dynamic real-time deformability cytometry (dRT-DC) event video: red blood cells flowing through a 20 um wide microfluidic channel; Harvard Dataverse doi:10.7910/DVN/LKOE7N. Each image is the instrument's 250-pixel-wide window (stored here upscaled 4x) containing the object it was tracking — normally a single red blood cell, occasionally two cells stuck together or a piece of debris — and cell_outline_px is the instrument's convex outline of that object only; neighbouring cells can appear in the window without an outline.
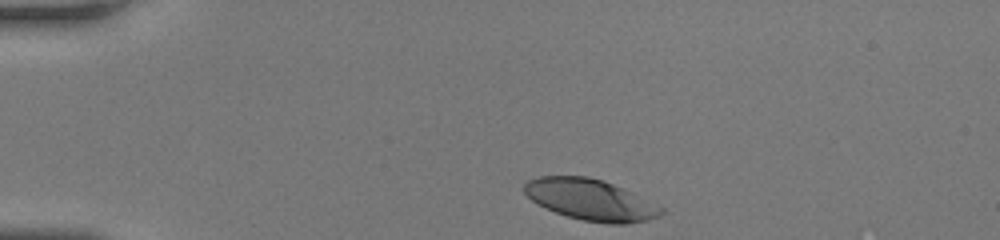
{"species": "human", "species_latin": "Homo sapiens", "temperature_condition": "room temperature", "stored_images_in_passage": 33, "camera_frame_rate_fps": 3000, "um_per_image_px": 0.085, "donor": {"sex": "female"}, "frame": {"image": 1, "passage_image": 1, "time_ms": 0.0, "image_size_px": [1000, 240], "cell_outline_px": [[664, 212], [660, 216], [648, 220], [624, 224], [608, 224], [584, 220], [568, 216], [544, 208], [536, 204], [524, 192], [524, 184], [528, 180], [540, 176], [588, 176], [604, 180], [632, 192], [664, 208]], "centroid_in_image_um": [50.2, 16.98], "position_along_channel_um": 34.8, "area_um2": 32.83}}
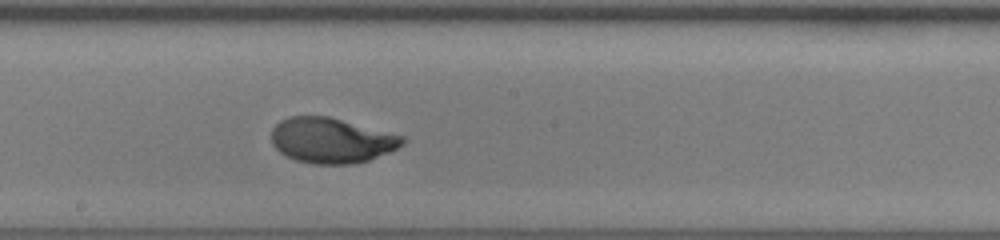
{"frame": {"image": 2, "passage_image": 19, "time_ms": 6.0, "image_size_px": [1000, 240], "cell_outline_px": [[408, 140], [404, 144], [388, 152], [368, 160], [352, 164], [312, 164], [296, 160], [280, 152], [272, 144], [272, 128], [280, 120], [288, 116], [328, 116], [404, 136]], "centroid_in_image_um": [28.17, 11.93], "position_along_channel_um": 220.0, "area_um2": 34.51}}
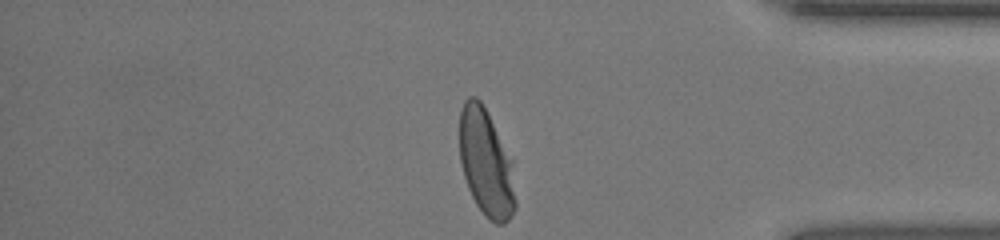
{"frame": {"image": 3, "passage_image": 33, "time_ms": 10.667, "image_size_px": [1000, 240], "cell_outline_px": [[516, 208], [512, 216], [504, 224], [496, 224], [488, 220], [484, 216], [476, 204], [468, 188], [464, 176], [460, 160], [460, 108], [464, 100], [468, 96], [476, 96], [480, 100], [512, 160], [516, 200]], "centroid_in_image_um": [41.32, 13.89], "position_along_channel_um": 393.9, "area_um2": 35.03}, "authors_computed_cell_mechanics": {"area_um2": 34.4488, "velocity_mm_per_s": 4.1531, "shape_relaxation_time_tau1_ms": 3.1309, "shape_relaxation_time_tau2_ms": null, "deformation_change_tau1": 0.2037, "deformation_change_tau2": null}}